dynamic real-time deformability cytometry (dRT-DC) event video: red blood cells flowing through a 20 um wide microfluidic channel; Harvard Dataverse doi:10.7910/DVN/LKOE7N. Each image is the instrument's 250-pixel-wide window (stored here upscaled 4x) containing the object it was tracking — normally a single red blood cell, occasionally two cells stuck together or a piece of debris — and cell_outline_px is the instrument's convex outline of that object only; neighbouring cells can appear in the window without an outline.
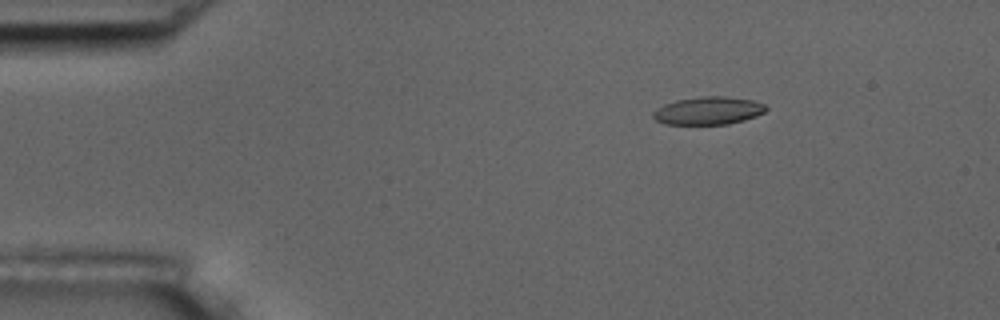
{"species": "common noctule bat (a hibernating species)", "species_latin": "Nyctalus noctula", "temperature_condition": "room temperature", "stored_images_in_passage": 5, "camera_frame_rate_fps": 3000, "um_per_image_px": 0.085, "animal": {"sex": "male", "body_mass_g": 17.5, "forearm_length_mm": 52.3}, "frame": {"image": 1, "passage_image": 3, "time_ms": 0.667, "image_size_px": [1000, 320], "cell_outline_px": [[768, 108], [764, 112], [756, 116], [744, 120], [728, 124], [664, 124], [656, 120], [652, 116], [652, 112], [656, 108], [664, 104], [676, 100], [700, 96], [728, 96], [752, 100], [764, 104]], "centroid_in_image_um": [60.19, 9.4], "position_along_channel_um": 24.8, "area_um2": 18.44}}
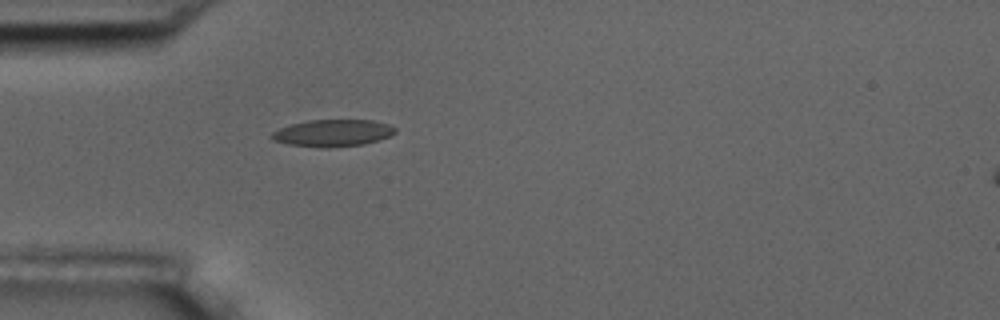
{"frame": {"image": 2, "passage_image": 5, "time_ms": 1.333, "image_size_px": [1000, 320], "cell_outline_px": [[396, 132], [388, 136], [364, 144], [328, 148], [320, 148], [288, 144], [272, 140], [268, 136], [272, 132], [288, 124], [308, 120], [372, 120], [388, 124], [396, 128]], "centroid_in_image_um": [28.22, 11.31], "position_along_channel_um": 56.8, "area_um2": 19.54}}